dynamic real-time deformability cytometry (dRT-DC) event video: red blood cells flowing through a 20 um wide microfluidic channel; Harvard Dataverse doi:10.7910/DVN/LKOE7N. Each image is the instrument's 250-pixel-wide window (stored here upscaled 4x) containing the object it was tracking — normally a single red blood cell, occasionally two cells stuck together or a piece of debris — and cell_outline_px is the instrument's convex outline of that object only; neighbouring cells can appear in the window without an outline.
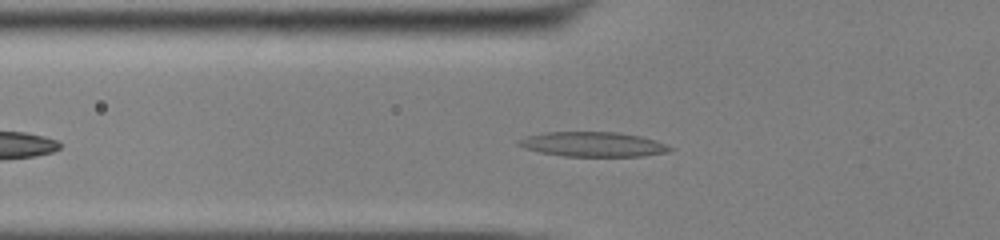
{"species": "common noctule bat (a hibernating species)", "species_latin": "Nyctalus noctula", "temperature_condition": "cold", "stored_images_in_passage": 46, "camera_frame_rate_fps": 3000, "um_per_image_px": 0.085, "animal": {"sex": "male", "body_mass_g": 13.0, "forearm_length_mm": 53.1}, "frame": {"image": 1, "passage_image": 19, "time_ms": 6.0, "image_size_px": [1000, 240], "cell_outline_px": [[676, 148], [672, 152], [644, 156], [564, 156], [540, 152], [524, 148], [516, 144], [516, 140], [528, 136], [544, 132], [620, 132], [640, 136], [656, 140]], "centroid_in_image_um": [50.46, 12.27], "position_along_channel_um": 75.3, "area_um2": 22.08}}
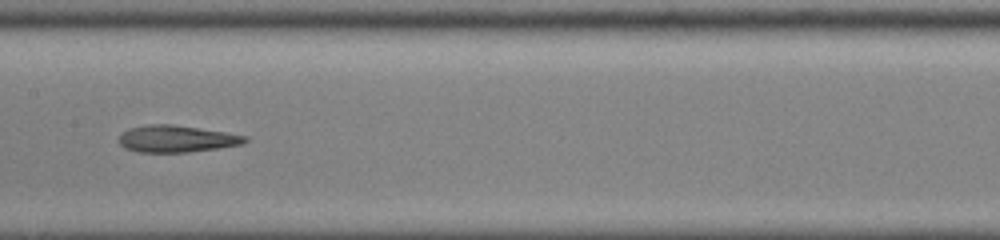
{"frame": {"image": 2, "passage_image": 28, "time_ms": 9.0, "image_size_px": [1000, 240], "cell_outline_px": [[248, 140], [240, 144], [220, 148], [188, 152], [136, 152], [124, 148], [120, 144], [120, 132], [128, 128], [148, 124], [172, 124], [224, 132], [248, 136]], "centroid_in_image_um": [14.96, 11.8], "position_along_channel_um": 192.4, "area_um2": 19.77}}
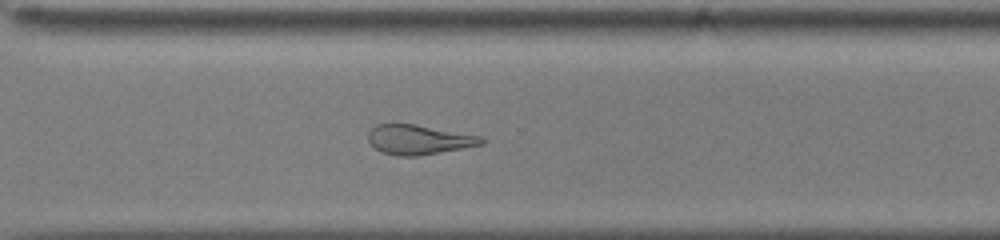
{"frame": {"image": 3, "passage_image": 39, "time_ms": 12.667, "image_size_px": [1000, 240], "cell_outline_px": [[484, 144], [420, 156], [396, 156], [380, 152], [368, 140], [368, 132], [376, 124], [416, 124], [480, 136], [484, 140]], "centroid_in_image_um": [35.57, 11.88], "position_along_channel_um": 335.0, "area_um2": 19.54}, "authors_computed_cell_mechanics": {"area_um2": 21.3571, "velocity_mm_per_s": 3.9101, "shape_relaxation_time_tau1_ms": null, "shape_relaxation_time_tau2_ms": 2.3231, "deformation_change_tau1": null, "deformation_change_tau2": 0.1273}}